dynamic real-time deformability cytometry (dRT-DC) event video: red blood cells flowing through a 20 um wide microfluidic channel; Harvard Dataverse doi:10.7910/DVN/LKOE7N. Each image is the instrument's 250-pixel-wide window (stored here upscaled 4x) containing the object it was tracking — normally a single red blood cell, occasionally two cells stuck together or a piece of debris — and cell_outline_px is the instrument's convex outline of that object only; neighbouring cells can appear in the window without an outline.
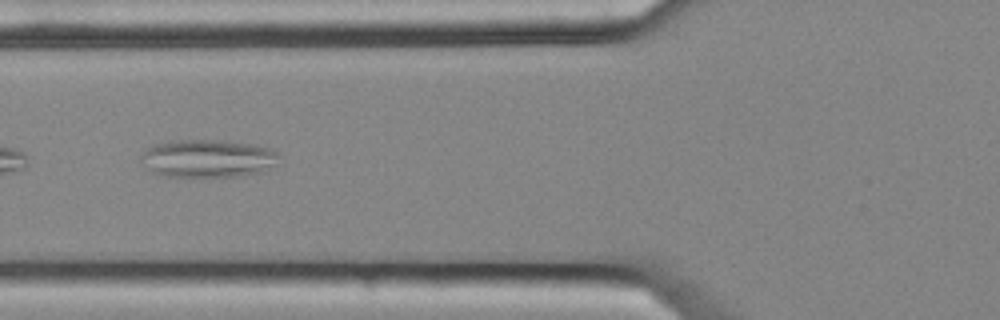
{"species": "common noctule bat (a hibernating species)", "species_latin": "Nyctalus noctula", "temperature_condition": "cold", "stored_images_in_passage": 5, "camera_frame_rate_fps": 3000, "um_per_image_px": 0.085, "animal": {"sex": "female", "body_mass_g": 25.1}, "frame": {"image": 1, "passage_image": 5, "time_ms": 1.333, "image_size_px": [1000, 320], "cell_outline_px": [[276, 164], [260, 172], [236, 176], [164, 176], [152, 172], [148, 168], [140, 156], [144, 148], [152, 144], [176, 140], [216, 140], [252, 144], [268, 148], [276, 152]], "centroid_in_image_um": [17.59, 13.46], "position_along_channel_um": 108.2, "area_um2": 30.11}}